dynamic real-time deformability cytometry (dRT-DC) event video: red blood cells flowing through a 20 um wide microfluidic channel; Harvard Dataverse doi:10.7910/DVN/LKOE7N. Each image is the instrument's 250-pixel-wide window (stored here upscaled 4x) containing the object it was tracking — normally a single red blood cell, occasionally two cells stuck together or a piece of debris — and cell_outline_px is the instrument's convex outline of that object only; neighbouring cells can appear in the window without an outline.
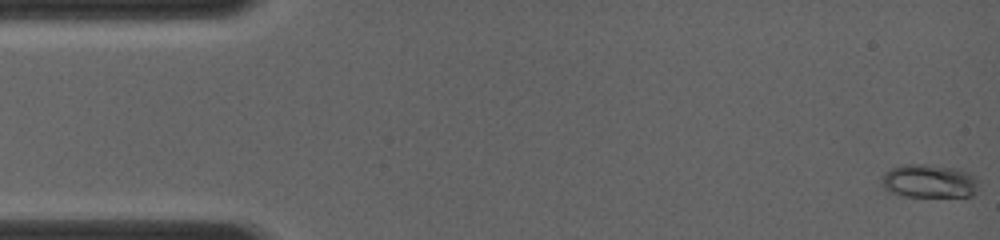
{"species": "common noctule bat (a hibernating species)", "species_latin": "Nyctalus noctula", "temperature_condition": "room temperature", "stored_images_in_passage": 23, "camera_frame_rate_fps": 4000, "um_per_image_px": 0.085, "animal": {"sex": "female", "body_mass_g": 19.0, "forearm_length_mm": 56.7}, "frame": {"image": 1, "passage_image": 1, "time_ms": 0.0, "image_size_px": [1000, 240], "cell_outline_px": [[976, 192], [972, 196], [900, 196], [884, 188], [880, 184], [884, 172], [892, 168], [904, 164], [924, 164], [956, 168], [968, 172], [976, 176]], "centroid_in_image_um": [78.95, 15.39], "position_along_channel_um": 6.1, "area_um2": 18.9}}
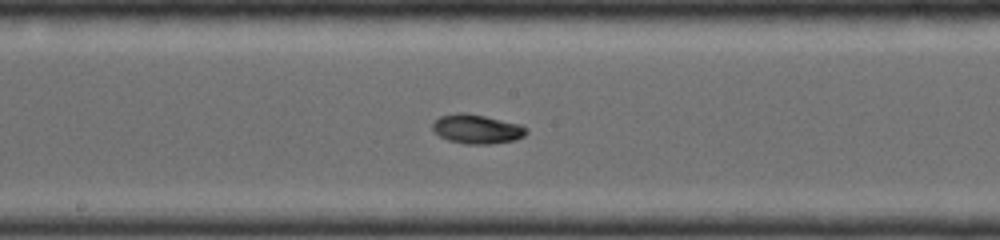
{"frame": {"image": 2, "passage_image": 15, "time_ms": 7.25, "image_size_px": [1000, 240], "cell_outline_px": [[528, 132], [524, 136], [516, 140], [488, 144], [464, 144], [448, 140], [440, 136], [432, 128], [432, 124], [440, 116], [456, 112], [464, 112], [484, 116], [520, 124], [528, 128]], "centroid_in_image_um": [40.55, 10.97], "position_along_channel_um": 207.6, "area_um2": 16.01}}
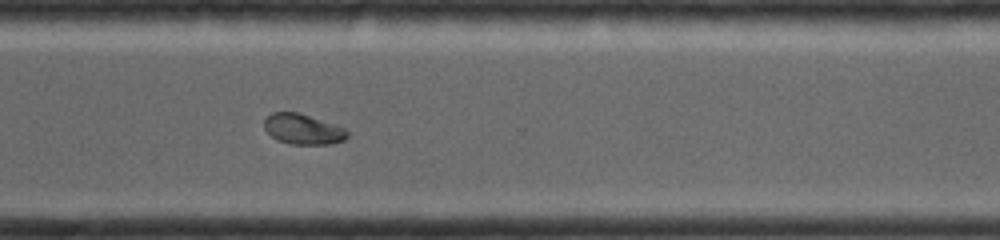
{"frame": {"image": 3, "passage_image": 23, "time_ms": 10.25, "image_size_px": [1000, 240], "cell_outline_px": [[348, 136], [344, 140], [332, 144], [288, 144], [276, 140], [264, 128], [264, 120], [272, 112], [296, 112], [344, 128], [348, 132]], "centroid_in_image_um": [25.72, 11.0], "position_along_channel_um": 344.9, "area_um2": 14.51}}